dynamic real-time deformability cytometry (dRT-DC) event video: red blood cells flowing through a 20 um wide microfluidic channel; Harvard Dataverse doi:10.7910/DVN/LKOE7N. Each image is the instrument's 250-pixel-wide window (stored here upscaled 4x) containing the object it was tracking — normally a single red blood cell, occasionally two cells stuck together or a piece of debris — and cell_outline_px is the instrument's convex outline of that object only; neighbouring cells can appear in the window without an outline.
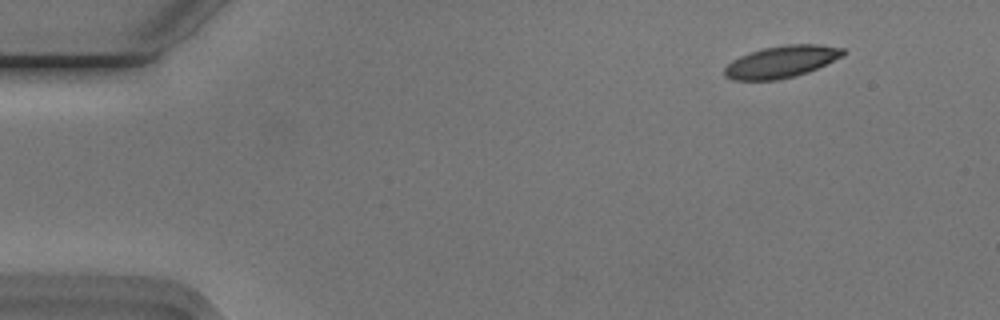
{"species": "Egyptian fruit bat (a non-hibernating species)", "species_latin": "Rousettus aegyptiacus", "temperature_condition": "cold", "stored_images_in_passage": 50, "camera_frame_rate_fps": 3000, "um_per_image_px": 0.085, "animal": {"sex": "male"}, "frame": {"image": 1, "passage_image": 1, "time_ms": 0.0, "image_size_px": [1000, 320], "cell_outline_px": [[844, 52], [840, 56], [808, 72], [796, 76], [776, 80], [732, 80], [724, 76], [724, 68], [732, 60], [748, 52], [764, 48], [784, 44], [820, 44], [844, 48]], "centroid_in_image_um": [66.36, 5.25], "position_along_channel_um": 18.6, "area_um2": 21.96}}
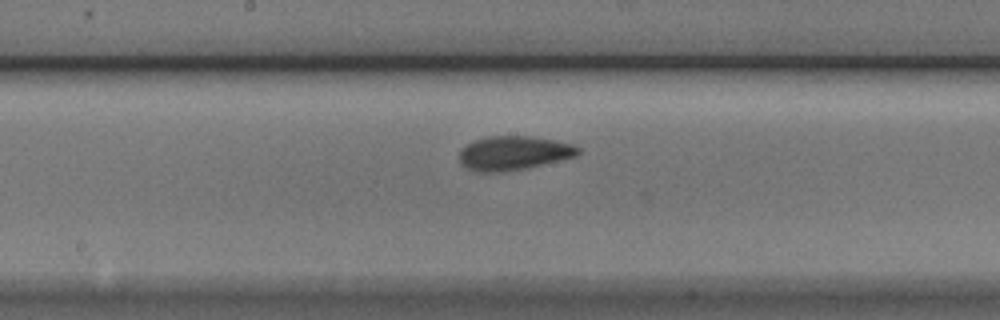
{"frame": {"image": 2, "passage_image": 24, "time_ms": 7.667, "image_size_px": [1000, 320], "cell_outline_px": [[580, 152], [576, 156], [524, 168], [500, 172], [476, 172], [460, 164], [460, 152], [468, 144], [476, 140], [488, 136], [532, 136], [572, 144], [580, 148]], "centroid_in_image_um": [43.65, 13.01], "position_along_channel_um": 204.6, "area_um2": 23.18}}
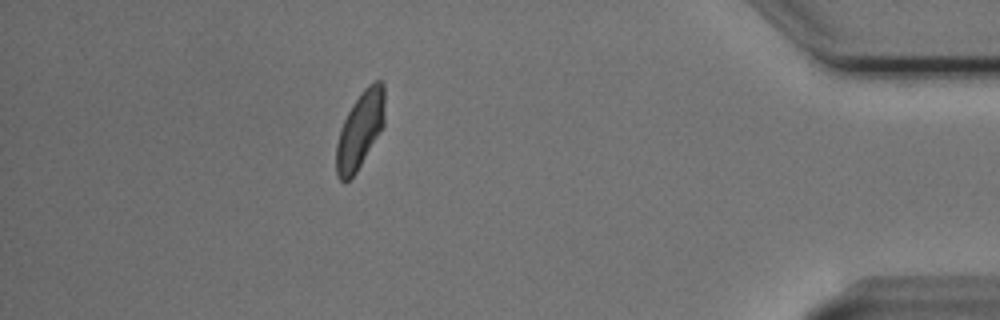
{"frame": {"image": 3, "passage_image": 44, "time_ms": 14.333, "image_size_px": [1000, 320], "cell_outline_px": [[384, 124], [356, 172], [344, 184], [336, 176], [336, 144], [340, 128], [352, 104], [360, 92], [368, 84], [376, 80], [380, 80], [384, 84]], "centroid_in_image_um": [30.58, 11.04], "position_along_channel_um": 404.6, "area_um2": 21.62}, "authors_computed_cell_mechanics": {"area_um2": 22.2819, "velocity_mm_per_s": 3.7183, "shape_relaxation_time_tau1_ms": 3.3863, "shape_relaxation_time_tau2_ms": 2.1559, "deformation_change_tau1": 0.1295, "deformation_change_tau2": 0.0656}}